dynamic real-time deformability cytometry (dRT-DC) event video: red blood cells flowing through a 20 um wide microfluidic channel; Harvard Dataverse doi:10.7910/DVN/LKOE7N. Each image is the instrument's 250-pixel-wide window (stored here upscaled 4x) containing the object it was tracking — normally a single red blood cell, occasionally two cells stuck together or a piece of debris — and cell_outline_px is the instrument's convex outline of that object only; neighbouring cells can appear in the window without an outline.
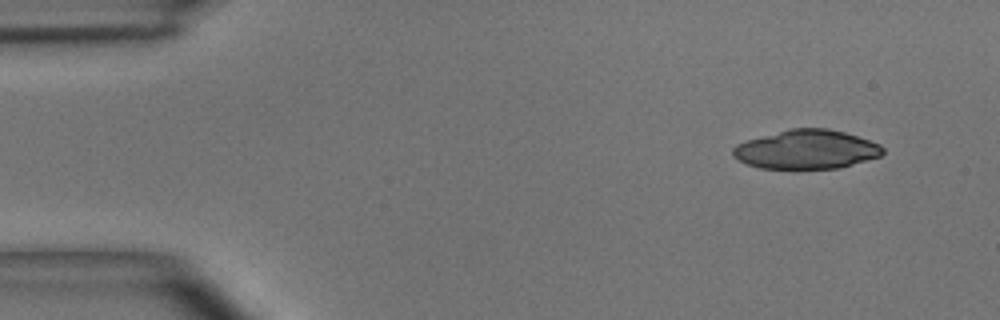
{"species": "common noctule bat (a hibernating species)", "species_latin": "Nyctalus noctula", "temperature_condition": "room temperature", "stored_images_in_passage": 6, "camera_frame_rate_fps": 3000, "um_per_image_px": 0.085, "animal": {"sex": "male", "body_mass_g": 15.6}, "frame": {"image": 1, "passage_image": 2, "time_ms": 0.333, "image_size_px": [1000, 320], "cell_outline_px": [[884, 152], [880, 156], [852, 164], [836, 168], [760, 168], [744, 164], [732, 156], [732, 148], [736, 144], [748, 140], [792, 128], [828, 128], [844, 132], [880, 144], [884, 148]], "centroid_in_image_um": [68.52, 12.7], "position_along_channel_um": 16.5, "area_um2": 33.76}}